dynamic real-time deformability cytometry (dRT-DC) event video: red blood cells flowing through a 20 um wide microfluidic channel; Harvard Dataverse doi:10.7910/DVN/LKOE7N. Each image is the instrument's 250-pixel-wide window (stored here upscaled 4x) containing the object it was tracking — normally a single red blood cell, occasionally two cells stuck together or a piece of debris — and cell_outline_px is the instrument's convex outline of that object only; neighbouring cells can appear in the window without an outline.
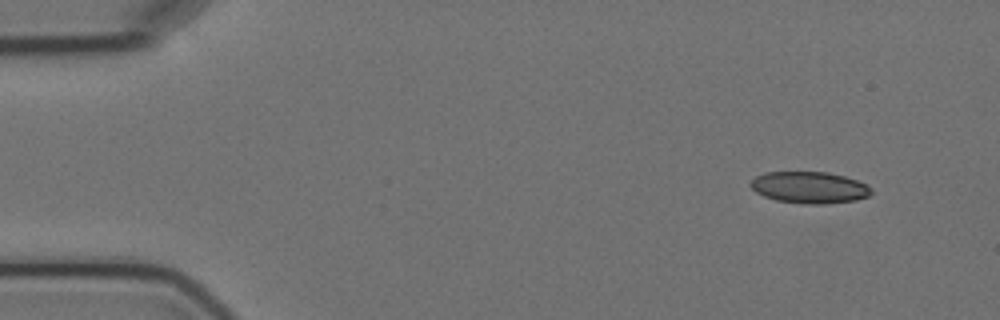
{"species": "Egyptian fruit bat (a non-hibernating species)", "species_latin": "Rousettus aegyptiacus", "temperature_condition": "cold", "stored_images_in_passage": 7, "camera_frame_rate_fps": 3000, "um_per_image_px": 0.085, "animal": {"sex": "female"}, "frame": {"image": 1, "passage_image": 1, "time_ms": 0.0, "image_size_px": [1000, 320], "cell_outline_px": [[872, 192], [868, 196], [856, 200], [824, 204], [800, 204], [776, 200], [764, 196], [756, 192], [748, 184], [756, 176], [764, 172], [828, 172], [844, 176], [856, 180], [872, 188]], "centroid_in_image_um": [68.78, 15.94], "position_along_channel_um": 16.2, "area_um2": 22.31}}
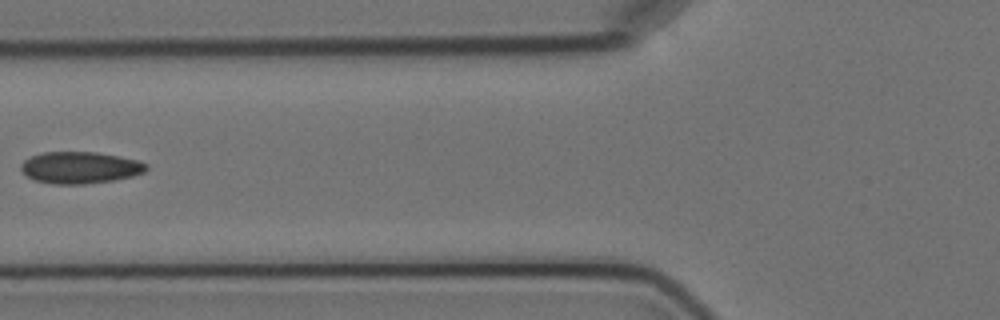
{"frame": {"image": 2, "passage_image": 6, "time_ms": 5.667, "image_size_px": [1000, 320], "cell_outline_px": [[148, 168], [144, 172], [132, 176], [112, 180], [84, 184], [52, 184], [32, 180], [20, 168], [20, 164], [24, 160], [32, 156], [44, 152], [96, 152], [120, 156], [136, 160], [148, 164]], "centroid_in_image_um": [6.79, 14.24], "position_along_channel_um": 119.0, "area_um2": 23.18}}
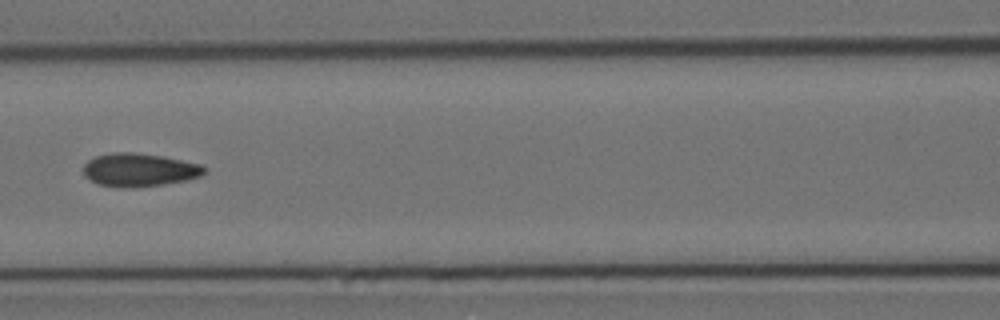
{"frame": {"image": 3, "passage_image": 7, "time_ms": 6.667, "image_size_px": [1000, 320], "cell_outline_px": [[204, 172], [200, 176], [184, 180], [160, 184], [128, 188], [120, 188], [100, 184], [84, 176], [84, 164], [88, 160], [96, 156], [112, 152], [136, 152], [164, 156], [200, 164], [204, 168]], "centroid_in_image_um": [11.8, 14.42], "position_along_channel_um": 154.8, "area_um2": 23.18}}